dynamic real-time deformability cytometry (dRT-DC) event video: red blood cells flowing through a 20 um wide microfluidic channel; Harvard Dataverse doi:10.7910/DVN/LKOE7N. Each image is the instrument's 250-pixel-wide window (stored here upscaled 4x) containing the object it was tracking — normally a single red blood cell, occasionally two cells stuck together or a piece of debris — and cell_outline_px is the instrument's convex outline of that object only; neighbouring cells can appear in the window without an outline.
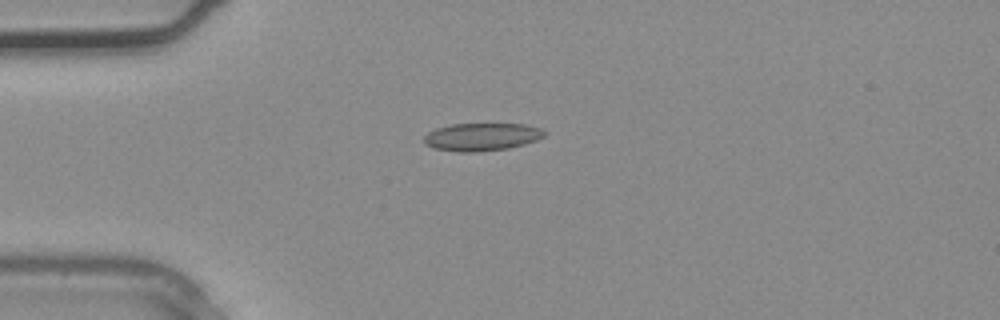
{"species": "common noctule bat (a hibernating species)", "species_latin": "Nyctalus noctula", "temperature_condition": "warm", "stored_images_in_passage": 2, "camera_frame_rate_fps": 3000, "um_per_image_px": 0.085, "animal": {"sex": "male", "body_mass_g": 20.4}, "frame": {"image": 1, "passage_image": 2, "time_ms": 0.333, "image_size_px": [1000, 320], "cell_outline_px": [[548, 132], [544, 136], [536, 140], [524, 144], [508, 148], [476, 152], [460, 152], [432, 148], [424, 144], [424, 136], [428, 132], [436, 128], [452, 124], [524, 124], [540, 128]], "centroid_in_image_um": [40.93, 11.63], "position_along_channel_um": 44.1, "area_um2": 19.54}}